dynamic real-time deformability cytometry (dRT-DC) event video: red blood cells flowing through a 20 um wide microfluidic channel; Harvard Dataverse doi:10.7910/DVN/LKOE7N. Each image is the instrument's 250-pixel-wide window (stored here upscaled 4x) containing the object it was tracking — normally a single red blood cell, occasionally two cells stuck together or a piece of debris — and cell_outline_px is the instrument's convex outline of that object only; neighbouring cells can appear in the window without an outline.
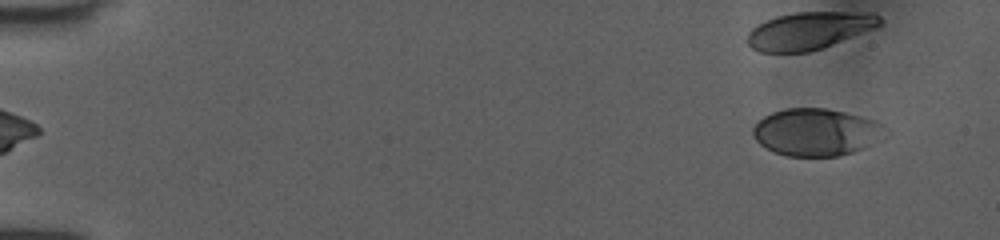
{"species": "human", "species_latin": "Homo sapiens", "temperature_condition": "room temperature", "stored_images_in_passage": 12, "camera_frame_rate_fps": 3000, "um_per_image_px": 0.085, "donor": {"sex": "female"}, "frame": {"image": 1, "passage_image": 1, "time_ms": 0.0, "image_size_px": [1000, 240], "cell_outline_px": [[892, 132], [884, 140], [864, 148], [840, 156], [788, 156], [776, 152], [760, 144], [752, 136], [752, 128], [764, 116], [772, 112], [784, 108], [828, 108], [876, 120], [884, 124]], "centroid_in_image_um": [69.48, 11.23], "position_along_channel_um": 15.5, "area_um2": 37.17}}